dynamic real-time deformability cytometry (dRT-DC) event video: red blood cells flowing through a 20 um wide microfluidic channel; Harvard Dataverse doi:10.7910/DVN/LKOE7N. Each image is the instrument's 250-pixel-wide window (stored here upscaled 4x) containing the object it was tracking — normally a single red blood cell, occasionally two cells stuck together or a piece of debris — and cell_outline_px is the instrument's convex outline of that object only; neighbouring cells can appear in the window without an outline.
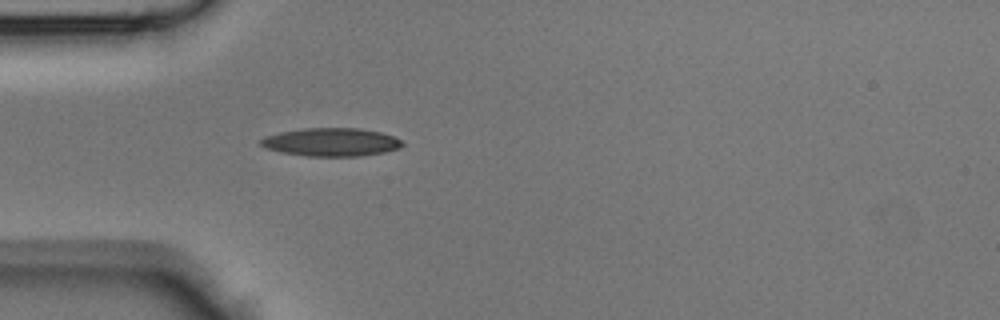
{"species": "Egyptian fruit bat (a non-hibernating species)", "species_latin": "Rousettus aegyptiacus", "temperature_condition": "room temperature", "stored_images_in_passage": 32, "camera_frame_rate_fps": 3000, "um_per_image_px": 0.085, "animal": {"sex": "male"}, "frame": {"image": 1, "passage_image": 1, "time_ms": 0.0, "image_size_px": [1000, 320], "cell_outline_px": [[404, 144], [400, 148], [384, 152], [360, 156], [308, 156], [280, 152], [264, 148], [260, 144], [260, 140], [264, 136], [280, 132], [304, 128], [360, 128], [380, 132], [392, 136], [400, 140]], "centroid_in_image_um": [28.12, 12.08], "position_along_channel_um": 56.9, "area_um2": 23.29}}
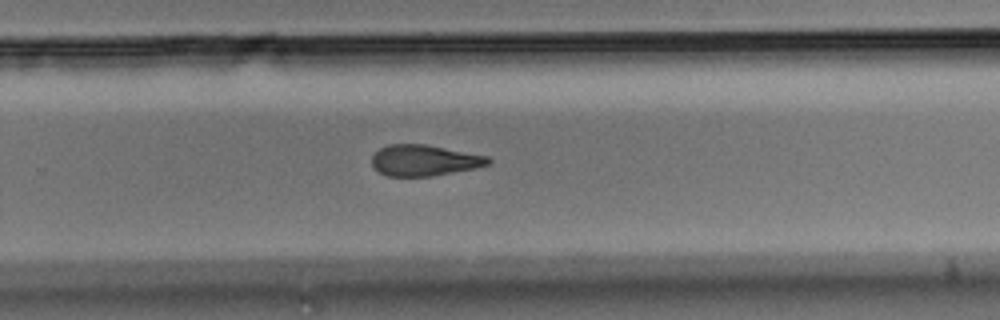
{"frame": {"image": 2, "passage_image": 17, "time_ms": 5.333, "image_size_px": [1000, 320], "cell_outline_px": [[492, 164], [476, 168], [432, 176], [388, 176], [380, 172], [372, 164], [372, 156], [380, 148], [388, 144], [424, 144], [488, 156], [492, 160]], "centroid_in_image_um": [36.1, 13.63], "position_along_channel_um": 293.7, "area_um2": 20.98}}
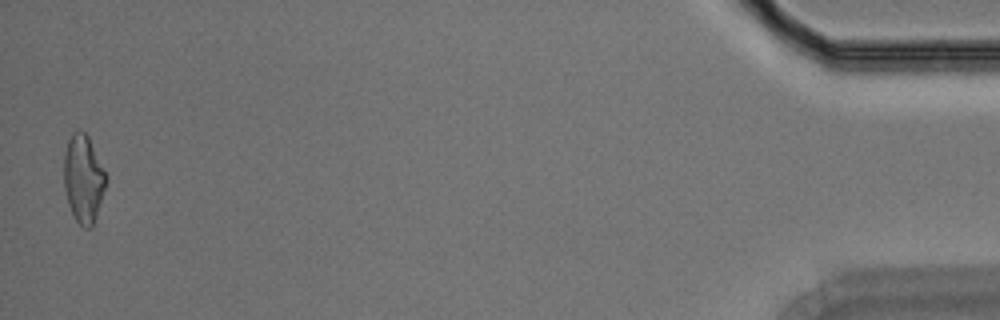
{"frame": {"image": 3, "passage_image": 32, "time_ms": 10.333, "image_size_px": [1000, 320], "cell_outline_px": [[108, 180], [92, 228], [84, 228], [76, 220], [68, 204], [64, 188], [64, 152], [68, 140], [72, 132], [76, 128], [84, 132], [88, 136], [108, 176]], "centroid_in_image_um": [7.1, 15.17], "position_along_channel_um": 428.1, "area_um2": 21.79}}